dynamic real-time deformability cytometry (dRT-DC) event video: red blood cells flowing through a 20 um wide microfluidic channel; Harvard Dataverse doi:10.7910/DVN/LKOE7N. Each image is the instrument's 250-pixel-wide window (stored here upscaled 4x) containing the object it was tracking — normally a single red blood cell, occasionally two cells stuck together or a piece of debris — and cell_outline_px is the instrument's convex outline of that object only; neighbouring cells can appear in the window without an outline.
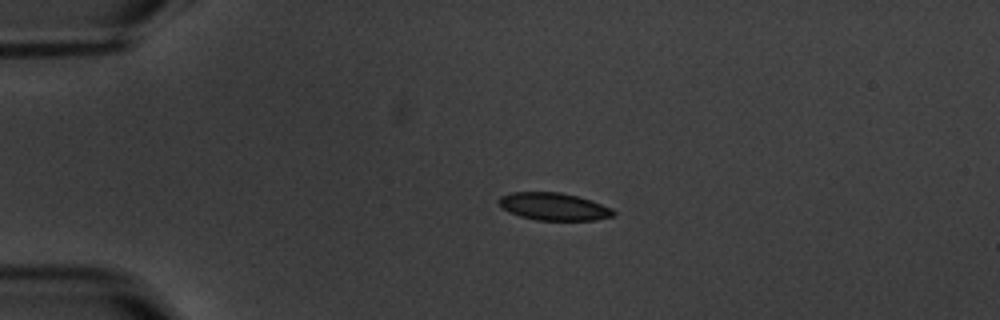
{"species": "common noctule bat (a hibernating species)", "species_latin": "Nyctalus noctula", "temperature_condition": "warm", "stored_images_in_passage": 4, "camera_frame_rate_fps": 3000, "um_per_image_px": 0.085, "animal": {"sex": "male", "body_mass_g": 20.1, "forearm_length_mm": 53.5}, "frame": {"image": 1, "passage_image": 3, "time_ms": 2.333, "image_size_px": [1000, 320], "cell_outline_px": [[616, 216], [596, 220], [536, 220], [520, 216], [508, 212], [500, 208], [496, 200], [500, 196], [512, 192], [560, 192], [576, 196], [612, 208], [616, 212]], "centroid_in_image_um": [47.02, 17.56], "position_along_channel_um": 38.0, "area_um2": 18.5}}